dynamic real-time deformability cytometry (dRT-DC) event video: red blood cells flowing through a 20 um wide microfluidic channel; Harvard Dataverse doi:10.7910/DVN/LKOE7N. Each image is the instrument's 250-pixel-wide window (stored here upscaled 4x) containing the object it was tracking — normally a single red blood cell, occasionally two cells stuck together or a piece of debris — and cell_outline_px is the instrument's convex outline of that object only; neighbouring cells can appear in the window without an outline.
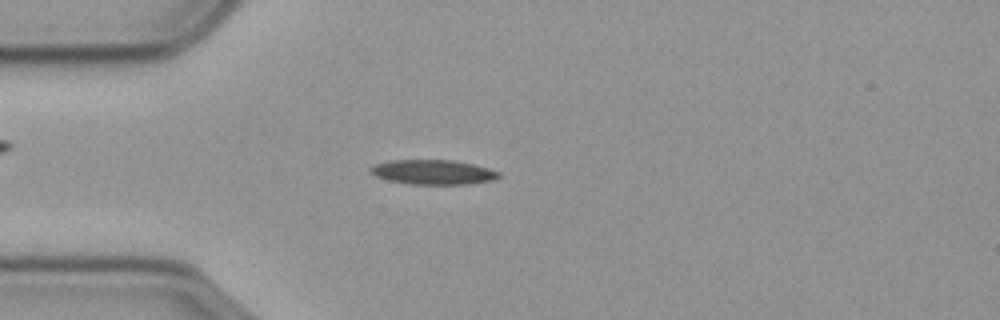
{"species": "common noctule bat (a hibernating species)", "species_latin": "Nyctalus noctula", "temperature_condition": "cold", "stored_images_in_passage": 56, "camera_frame_rate_fps": 3000, "um_per_image_px": 0.085, "animal": {"sex": "male", "body_mass_g": 23.1, "forearm_length_mm": 52.7}, "frame": {"image": 1, "passage_image": 14, "time_ms": 4.333, "image_size_px": [1000, 320], "cell_outline_px": [[504, 176], [492, 180], [468, 184], [412, 184], [388, 180], [376, 176], [368, 168], [376, 164], [392, 160], [452, 160], [472, 164], [488, 168], [500, 172]], "centroid_in_image_um": [36.85, 14.63], "position_along_channel_um": 48.1, "area_um2": 18.32}}
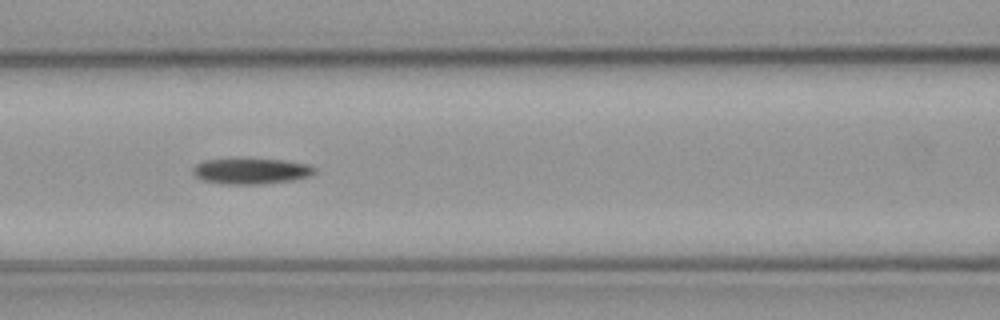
{"frame": {"image": 2, "passage_image": 23, "time_ms": 7.333, "image_size_px": [1000, 320], "cell_outline_px": [[316, 172], [312, 176], [292, 180], [260, 184], [224, 184], [200, 180], [192, 172], [192, 168], [196, 164], [204, 160], [284, 160], [308, 164], [316, 168]], "centroid_in_image_um": [21.36, 14.56], "position_along_channel_um": 145.2, "area_um2": 18.09}}
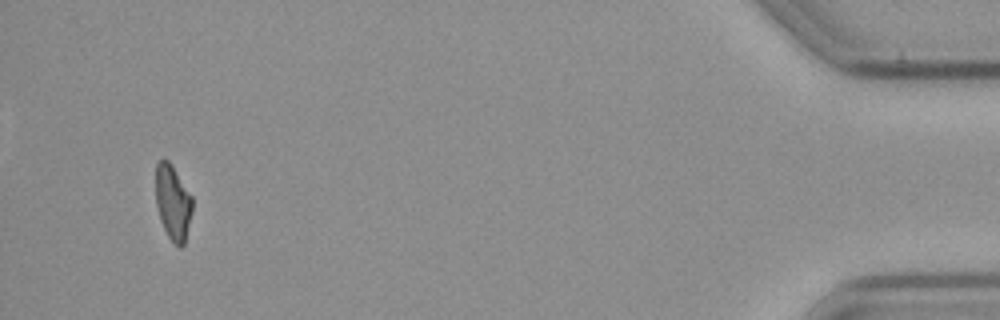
{"frame": {"image": 3, "passage_image": 53, "time_ms": 17.333, "image_size_px": [1000, 320], "cell_outline_px": [[192, 212], [184, 244], [180, 248], [168, 236], [160, 220], [156, 204], [156, 164], [160, 160], [168, 160], [172, 164], [192, 196]], "centroid_in_image_um": [14.7, 17.19], "position_along_channel_um": 420.5, "area_um2": 15.95}}